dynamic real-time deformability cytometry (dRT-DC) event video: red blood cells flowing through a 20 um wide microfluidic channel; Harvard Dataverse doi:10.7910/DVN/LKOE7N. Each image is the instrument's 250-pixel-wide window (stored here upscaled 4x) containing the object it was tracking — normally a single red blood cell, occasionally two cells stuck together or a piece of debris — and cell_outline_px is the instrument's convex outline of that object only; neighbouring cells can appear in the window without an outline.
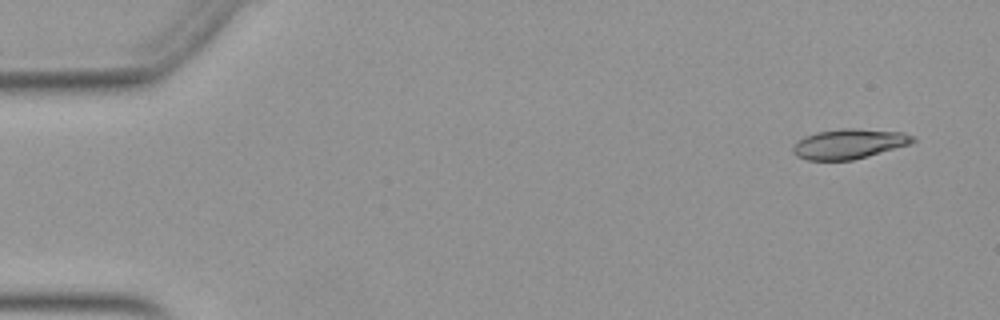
{"species": "Egyptian fruit bat (a non-hibernating species)", "species_latin": "Rousettus aegyptiacus", "temperature_condition": "warm", "stored_images_in_passage": 52, "camera_frame_rate_fps": 3000, "um_per_image_px": 0.085, "animal": {"sex": "female"}, "frame": {"image": 1, "passage_image": 3, "time_ms": 0.667, "image_size_px": [1000, 320], "cell_outline_px": [[916, 140], [912, 144], [868, 156], [852, 160], [808, 160], [796, 156], [792, 152], [792, 148], [804, 136], [816, 132], [840, 128], [856, 128], [904, 132], [912, 136]], "centroid_in_image_um": [72.19, 12.22], "position_along_channel_um": 12.8, "area_um2": 20.98}}
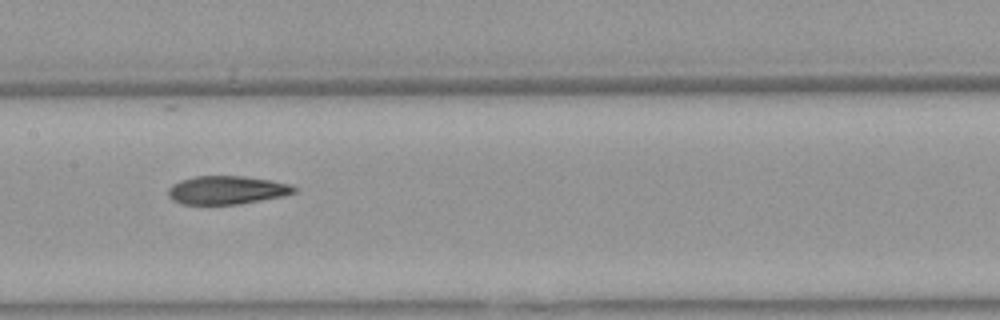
{"frame": {"image": 2, "passage_image": 26, "time_ms": 8.333, "image_size_px": [1000, 320], "cell_outline_px": [[296, 192], [284, 196], [240, 204], [180, 204], [172, 200], [168, 196], [168, 188], [172, 184], [180, 180], [192, 176], [244, 176], [272, 180], [288, 184], [296, 188]], "centroid_in_image_um": [19.25, 16.15], "position_along_channel_um": 188.1, "area_um2": 20.98}}
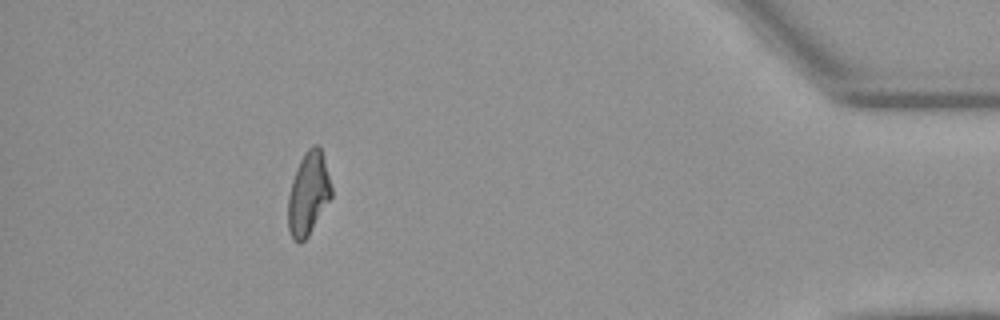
{"frame": {"image": 3, "passage_image": 47, "time_ms": 15.333, "image_size_px": [1000, 320], "cell_outline_px": [[332, 196], [308, 236], [300, 244], [292, 240], [288, 228], [288, 196], [292, 180], [296, 168], [304, 152], [312, 144], [316, 144], [320, 148], [324, 160], [332, 188]], "centroid_in_image_um": [26.19, 16.48], "position_along_channel_um": 409.0, "area_um2": 20.92}, "authors_computed_cell_mechanics": {"area_um2": 21.1837, "velocity_mm_per_s": 3.938, "shape_relaxation_time_tau1_ms": 6.7503, "shape_relaxation_time_tau2_ms": 2.9478, "deformation_change_tau1": 0.232, "deformation_change_tau2": 0.1194}}